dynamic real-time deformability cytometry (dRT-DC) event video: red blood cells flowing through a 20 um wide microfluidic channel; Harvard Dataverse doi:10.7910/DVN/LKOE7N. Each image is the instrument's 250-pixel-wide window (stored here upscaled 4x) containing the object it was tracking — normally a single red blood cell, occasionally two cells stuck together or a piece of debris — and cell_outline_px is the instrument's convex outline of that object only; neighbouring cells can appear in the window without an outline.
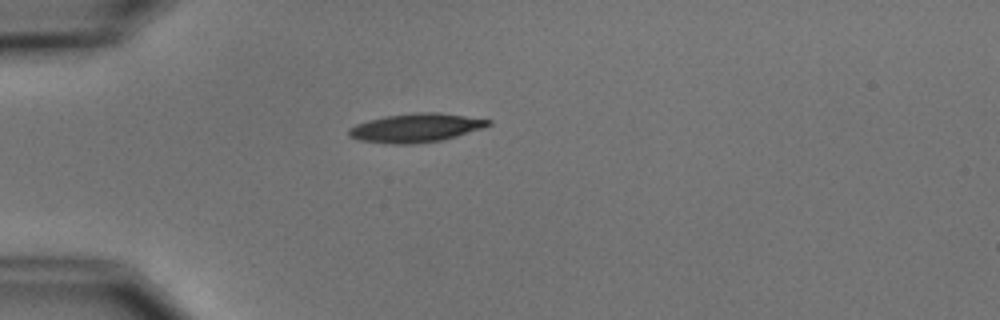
{"species": "common noctule bat (a hibernating species)", "species_latin": "Nyctalus noctula", "temperature_condition": "cold", "stored_images_in_passage": 2, "camera_frame_rate_fps": 3000, "um_per_image_px": 0.085, "animal": {"sex": "male", "body_mass_g": 15.6}, "frame": {"image": 1, "passage_image": 1, "time_ms": 0.0, "image_size_px": [1000, 320], "cell_outline_px": [[492, 124], [484, 128], [456, 136], [440, 140], [412, 144], [392, 144], [360, 140], [348, 136], [348, 128], [356, 124], [388, 116], [416, 112], [436, 112], [492, 120]], "centroid_in_image_um": [35.36, 10.87], "position_along_channel_um": 49.6, "area_um2": 23.06}}